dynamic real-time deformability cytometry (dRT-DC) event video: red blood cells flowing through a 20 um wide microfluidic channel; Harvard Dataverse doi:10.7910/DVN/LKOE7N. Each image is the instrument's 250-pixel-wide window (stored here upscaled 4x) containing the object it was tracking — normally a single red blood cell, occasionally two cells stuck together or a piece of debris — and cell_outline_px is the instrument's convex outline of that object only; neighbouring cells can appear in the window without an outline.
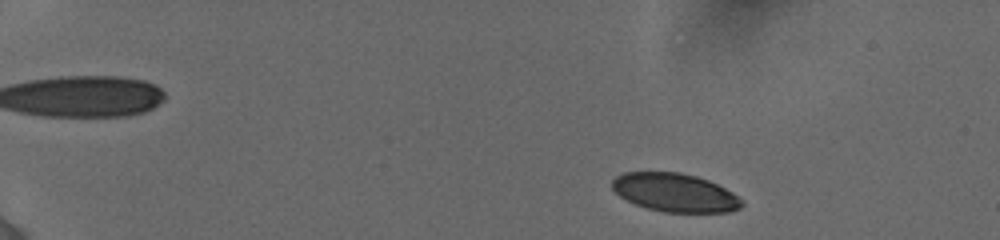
{"species": "human", "species_latin": "Homo sapiens", "temperature_condition": "cold", "stored_images_in_passage": 39, "camera_frame_rate_fps": 3000, "um_per_image_px": 0.085, "donor": {"sex": "female"}, "frame": {"image": 1, "passage_image": 3, "time_ms": 0.667, "image_size_px": [1000, 240], "cell_outline_px": [[744, 204], [740, 208], [732, 212], [664, 212], [648, 208], [636, 204], [620, 196], [612, 188], [612, 180], [616, 176], [624, 172], [680, 172], [696, 176], [708, 180], [732, 192], [744, 200]], "centroid_in_image_um": [57.4, 16.37], "position_along_channel_um": 27.6, "area_um2": 29.02}}
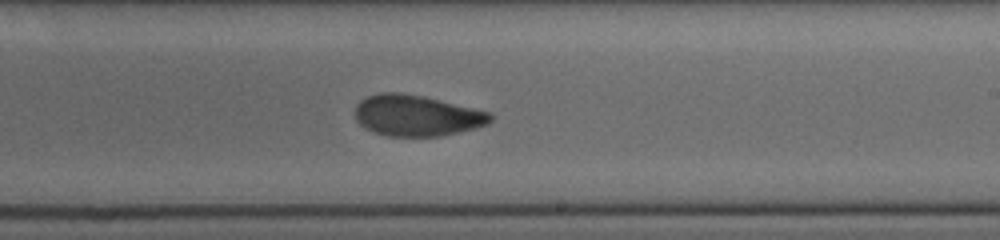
{"frame": {"image": 2, "passage_image": 22, "time_ms": 9.667, "image_size_px": [1000, 240], "cell_outline_px": [[492, 120], [488, 124], [476, 128], [440, 136], [388, 136], [364, 128], [356, 120], [356, 104], [360, 100], [368, 96], [380, 92], [404, 92], [424, 96], [492, 112]], "centroid_in_image_um": [35.43, 9.81], "position_along_channel_um": 253.6, "area_um2": 32.54}}
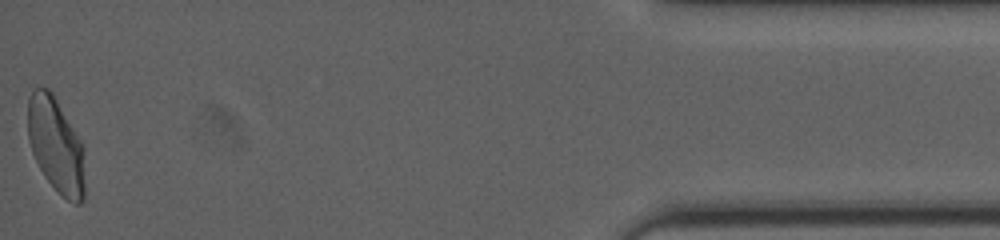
{"frame": {"image": 3, "passage_image": 39, "time_ms": 16.0, "image_size_px": [1000, 240], "cell_outline_px": [[84, 200], [80, 204], [76, 204], [68, 200], [44, 176], [32, 152], [28, 140], [28, 96], [32, 88], [48, 88], [52, 92], [84, 144]], "centroid_in_image_um": [4.76, 12.3], "position_along_channel_um": 430.4, "area_um2": 31.73}, "authors_computed_cell_mechanics": {"area_um2": 32.3102, "velocity_mm_per_s": 3.8779, "shape_relaxation_time_tau1_ms": 4.8649, "shape_relaxation_time_tau2_ms": 1.8558, "deformation_change_tau1": 0.1465, "deformation_change_tau2": 0.0651}}